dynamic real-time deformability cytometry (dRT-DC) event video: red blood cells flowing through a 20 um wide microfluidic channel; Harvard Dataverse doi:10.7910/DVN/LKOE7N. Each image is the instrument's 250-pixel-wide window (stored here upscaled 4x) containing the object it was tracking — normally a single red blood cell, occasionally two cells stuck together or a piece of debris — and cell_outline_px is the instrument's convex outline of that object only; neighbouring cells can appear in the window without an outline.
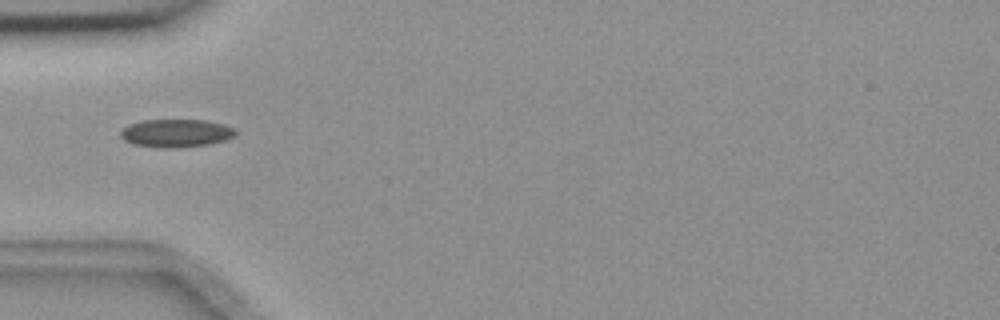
{"species": "common noctule bat (a hibernating species)", "species_latin": "Nyctalus noctula", "temperature_condition": "room temperature", "stored_images_in_passage": 3, "camera_frame_rate_fps": 3000, "um_per_image_px": 0.085, "animal": {"sex": "female", "body_mass_g": 18.4}, "frame": {"image": 1, "passage_image": 1, "time_ms": 0.0, "image_size_px": [1000, 320], "cell_outline_px": [[236, 136], [228, 140], [208, 144], [180, 148], [164, 148], [132, 144], [124, 140], [120, 136], [120, 132], [128, 124], [144, 120], [208, 120], [224, 124], [232, 128], [236, 132]], "centroid_in_image_um": [14.98, 11.32], "position_along_channel_um": 70.0, "area_um2": 18.96}}
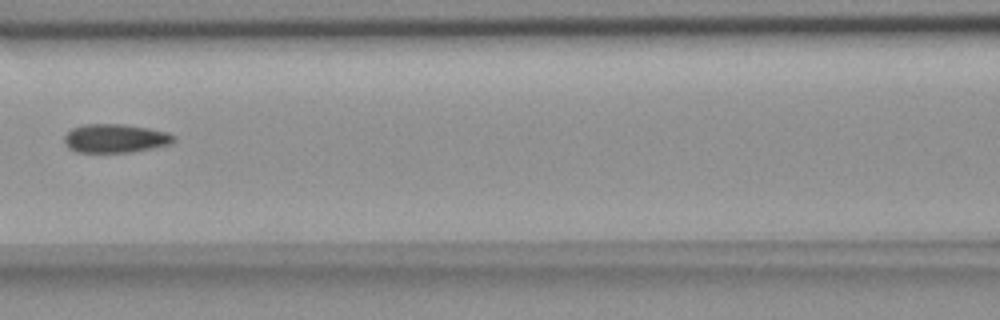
{"frame": {"image": 2, "passage_image": 3, "time_ms": 2.333, "image_size_px": [1000, 320], "cell_outline_px": [[176, 140], [168, 144], [132, 152], [76, 152], [68, 148], [64, 140], [64, 136], [72, 128], [84, 124], [124, 124], [148, 128], [168, 132], [176, 136]], "centroid_in_image_um": [9.79, 11.75], "position_along_channel_um": 156.8, "area_um2": 18.26}}